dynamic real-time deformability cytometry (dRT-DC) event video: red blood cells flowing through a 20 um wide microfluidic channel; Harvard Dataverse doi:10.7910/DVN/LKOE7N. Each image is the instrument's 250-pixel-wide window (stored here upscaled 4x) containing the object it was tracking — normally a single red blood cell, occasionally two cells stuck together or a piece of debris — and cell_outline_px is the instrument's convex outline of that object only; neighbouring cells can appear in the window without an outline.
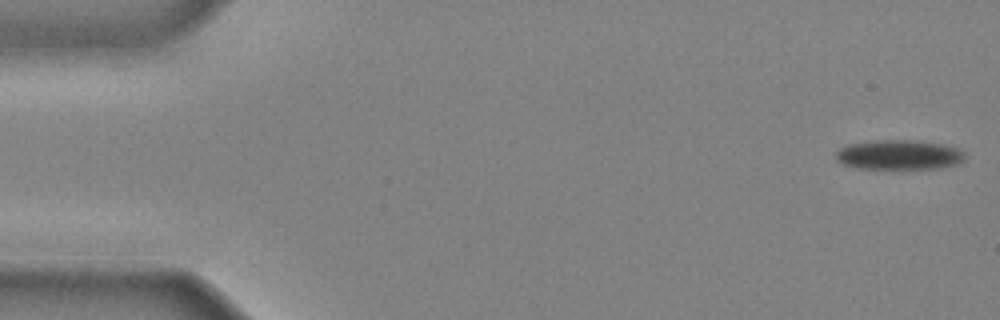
{"species": "common noctule bat (a hibernating species)", "species_latin": "Nyctalus noctula", "temperature_condition": "cold", "stored_images_in_passage": 43, "camera_frame_rate_fps": 3000, "um_per_image_px": 0.085, "animal": {"sex": "male", "body_mass_g": 20.4}, "frame": {"image": 1, "passage_image": 1, "time_ms": 0.0, "image_size_px": [1000, 320], "cell_outline_px": [[964, 160], [940, 168], [856, 168], [844, 164], [836, 160], [836, 152], [840, 148], [848, 144], [872, 140], [920, 140], [944, 144], [960, 148], [964, 152]], "centroid_in_image_um": [76.41, 13.13], "position_along_channel_um": 8.6, "area_um2": 22.37}}
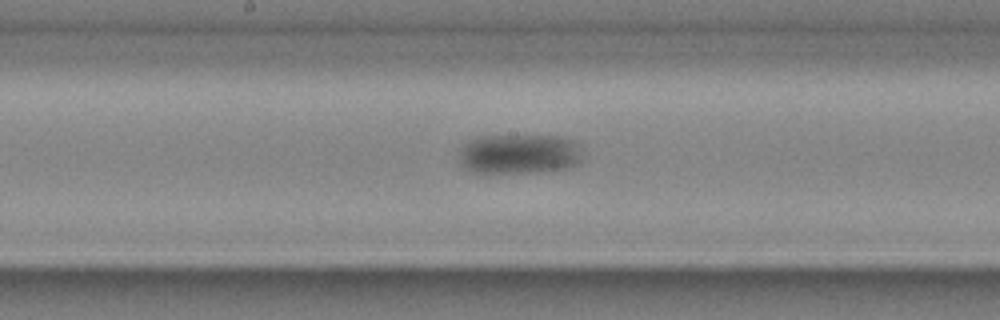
{"frame": {"image": 2, "passage_image": 23, "time_ms": 7.333, "image_size_px": [1000, 320], "cell_outline_px": [[584, 160], [580, 164], [568, 168], [536, 172], [484, 176], [472, 172], [464, 168], [460, 164], [460, 148], [464, 144], [480, 136], [556, 136], [572, 140], [580, 144], [584, 156]], "centroid_in_image_um": [44.15, 13.14], "position_along_channel_um": 204.1, "area_um2": 29.88}}
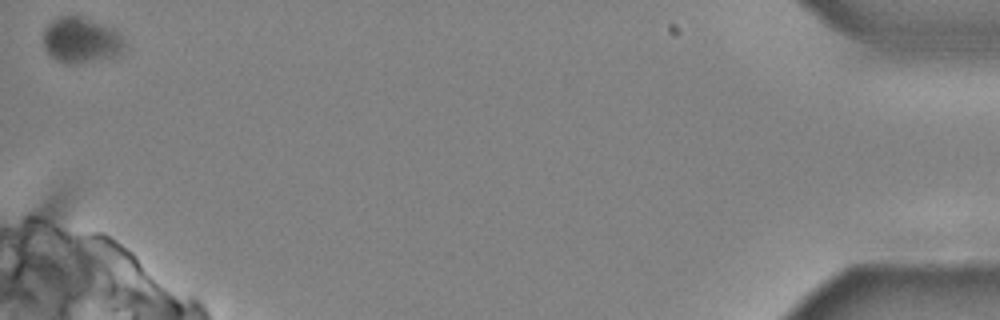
{"frame": {"image": 3, "passage_image": 43, "time_ms": 14.0, "image_size_px": [1000, 320], "cell_outline_px": [[128, 44], [116, 56], [76, 64], [68, 64], [56, 60], [48, 56], [44, 48], [44, 28], [52, 20], [60, 16], [80, 16], [112, 28], [120, 32]], "centroid_in_image_um": [6.9, 3.43], "position_along_channel_um": 428.3, "area_um2": 21.85}}